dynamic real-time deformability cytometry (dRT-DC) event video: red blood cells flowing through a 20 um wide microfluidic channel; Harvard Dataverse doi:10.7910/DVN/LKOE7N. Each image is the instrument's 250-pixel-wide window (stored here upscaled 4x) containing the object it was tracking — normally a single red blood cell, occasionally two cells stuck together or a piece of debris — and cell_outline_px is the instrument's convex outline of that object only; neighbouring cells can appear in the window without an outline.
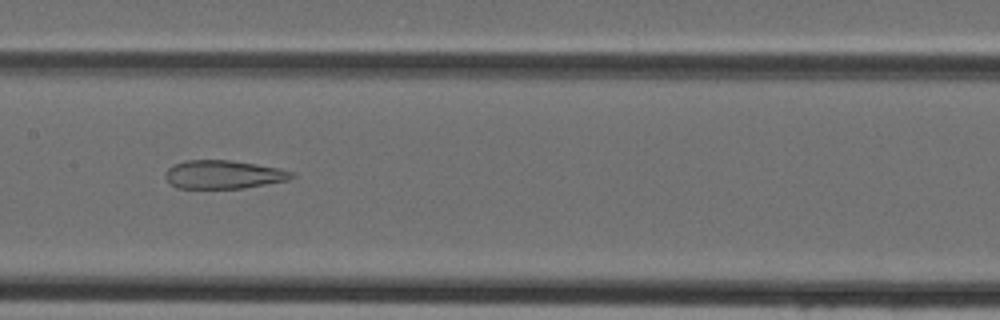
{"species": "Egyptian fruit bat (a non-hibernating species)", "species_latin": "Rousettus aegyptiacus", "temperature_condition": "cold", "stored_images_in_passage": 37, "camera_frame_rate_fps": 3000, "um_per_image_px": 0.085, "animal": {"sex": "female"}, "frame": {"image": 1, "passage_image": 14, "time_ms": 4.333, "image_size_px": [1000, 320], "cell_outline_px": [[296, 176], [288, 180], [244, 188], [176, 188], [164, 176], [164, 172], [172, 164], [184, 160], [228, 160], [256, 164], [280, 168], [292, 172]], "centroid_in_image_um": [18.97, 14.83], "position_along_channel_um": 188.4, "area_um2": 20.98}}
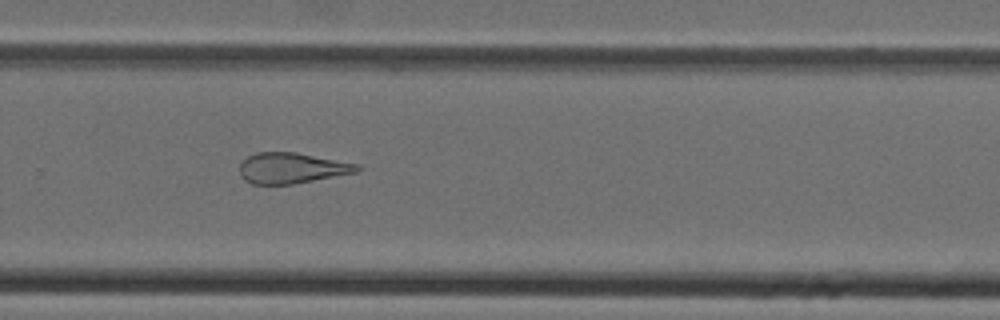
{"frame": {"image": 2, "passage_image": 22, "time_ms": 7.0, "image_size_px": [1000, 320], "cell_outline_px": [[364, 168], [356, 172], [292, 184], [252, 184], [244, 180], [240, 176], [240, 164], [248, 156], [256, 152], [296, 152], [360, 164]], "centroid_in_image_um": [24.81, 14.28], "position_along_channel_um": 305.0, "area_um2": 21.04}}
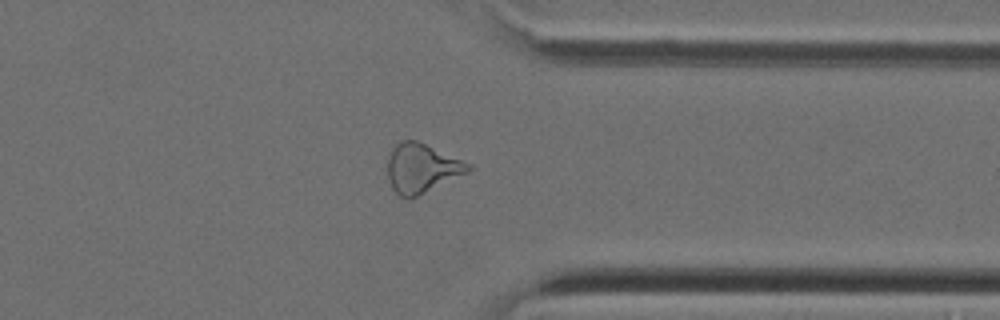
{"frame": {"image": 3, "passage_image": 27, "time_ms": 8.667, "image_size_px": [1000, 320], "cell_outline_px": [[476, 168], [468, 172], [408, 200], [400, 196], [392, 188], [388, 176], [388, 160], [392, 148], [400, 140], [416, 140], [472, 164]], "centroid_in_image_um": [35.86, 14.29], "position_along_channel_um": 375.5, "area_um2": 23.0}}